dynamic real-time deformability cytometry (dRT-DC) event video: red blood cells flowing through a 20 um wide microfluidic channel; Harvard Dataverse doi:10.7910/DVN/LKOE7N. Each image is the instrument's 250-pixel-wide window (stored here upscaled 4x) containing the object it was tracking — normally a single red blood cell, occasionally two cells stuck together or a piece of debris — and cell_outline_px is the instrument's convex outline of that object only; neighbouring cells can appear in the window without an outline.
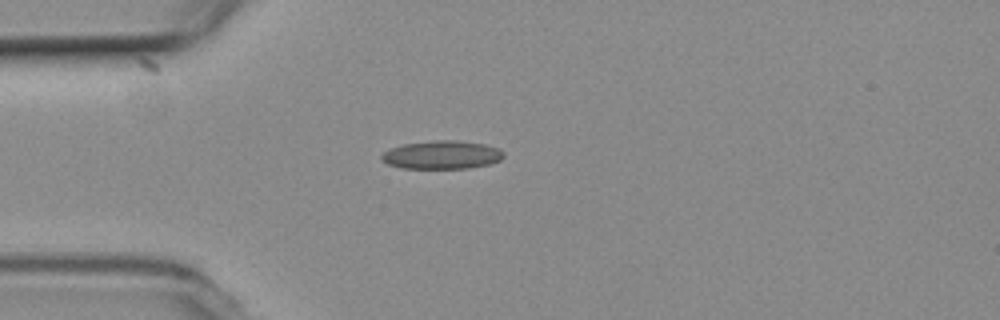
{"species": "common noctule bat (a hibernating species)", "species_latin": "Nyctalus noctula", "temperature_condition": "room temperature", "stored_images_in_passage": 41, "camera_frame_rate_fps": 3000, "um_per_image_px": 0.085, "animal": {"sex": "female", "body_mass_g": 19.3, "forearm_length_mm": 54.1}, "frame": {"image": 1, "passage_image": 1, "time_ms": 0.0, "image_size_px": [1000, 320], "cell_outline_px": [[504, 156], [500, 160], [488, 164], [468, 168], [400, 168], [388, 164], [380, 156], [388, 148], [404, 144], [436, 140], [456, 140], [484, 144], [500, 148], [504, 152]], "centroid_in_image_um": [37.57, 13.16], "position_along_channel_um": 47.4, "area_um2": 20.11}}
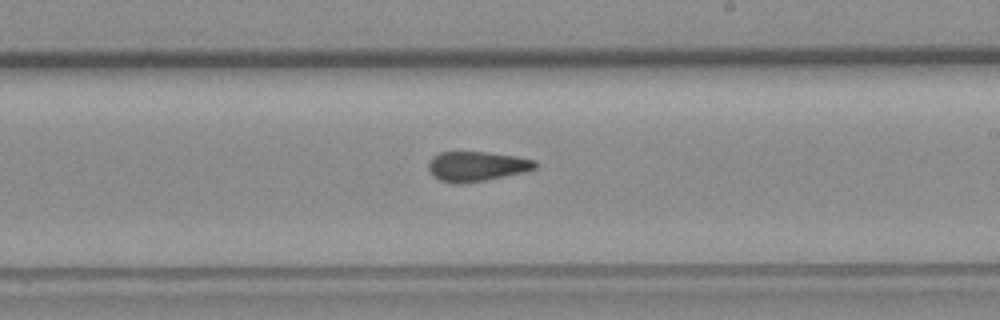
{"frame": {"image": 2, "passage_image": 18, "time_ms": 5.667, "image_size_px": [1000, 320], "cell_outline_px": [[536, 168], [504, 176], [464, 184], [460, 184], [440, 180], [432, 176], [428, 168], [428, 164], [432, 156], [440, 152], [488, 152], [516, 156], [536, 160]], "centroid_in_image_um": [40.47, 14.13], "position_along_channel_um": 248.5, "area_um2": 18.44}}
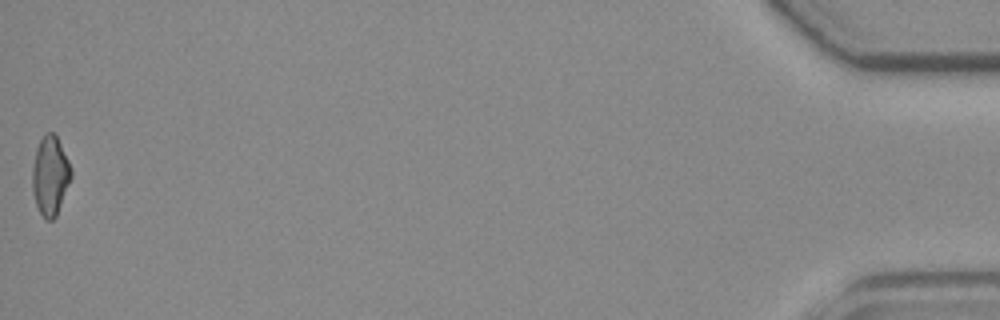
{"frame": {"image": 3, "passage_image": 41, "time_ms": 13.333, "image_size_px": [1000, 320], "cell_outline_px": [[72, 176], [56, 216], [52, 220], [44, 220], [36, 204], [32, 192], [32, 168], [36, 148], [44, 132], [52, 132], [56, 136], [72, 168]], "centroid_in_image_um": [4.25, 14.93], "position_along_channel_um": 430.9, "area_um2": 17.92}, "authors_computed_cell_mechanics": {"area_um2": 18.6116, "velocity_mm_per_s": 3.7638, "shape_relaxation_time_tau1_ms": null, "shape_relaxation_time_tau2_ms": 2.921, "deformation_change_tau1": null, "deformation_change_tau2": 0.1228}}